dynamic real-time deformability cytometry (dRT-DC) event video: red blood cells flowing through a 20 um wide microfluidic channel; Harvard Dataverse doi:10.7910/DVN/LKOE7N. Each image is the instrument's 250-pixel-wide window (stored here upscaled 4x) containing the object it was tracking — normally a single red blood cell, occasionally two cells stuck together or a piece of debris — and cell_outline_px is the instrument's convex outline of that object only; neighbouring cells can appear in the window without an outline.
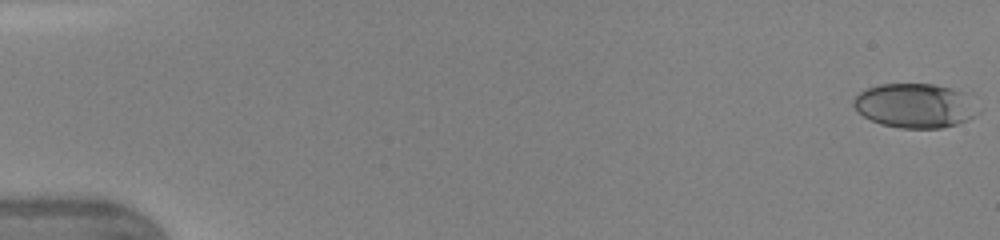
{"species": "human", "species_latin": "Homo sapiens", "temperature_condition": "warm", "stored_images_in_passage": 47, "camera_frame_rate_fps": 3000, "um_per_image_px": 0.085, "donor": {"sex": "female"}, "frame": {"image": 1, "passage_image": 1, "time_ms": 0.0, "image_size_px": [1000, 240], "cell_outline_px": [[984, 108], [976, 116], [968, 120], [956, 124], [940, 128], [900, 128], [880, 124], [864, 116], [852, 104], [852, 100], [860, 92], [868, 88], [880, 84], [932, 84], [952, 88], [964, 92]], "centroid_in_image_um": [77.86, 8.98], "position_along_channel_um": 7.1, "area_um2": 32.6}}
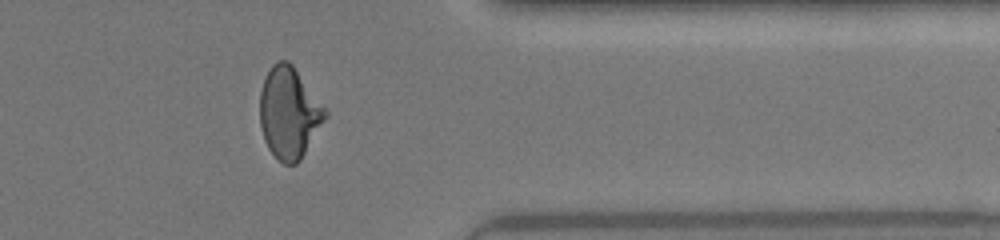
{"frame": {"image": 2, "passage_image": 39, "time_ms": 12.667, "image_size_px": [1000, 240], "cell_outline_px": [[328, 116], [300, 160], [296, 164], [284, 164], [268, 148], [264, 140], [260, 128], [260, 92], [264, 80], [272, 64], [276, 60], [288, 60], [292, 64], [328, 112]], "centroid_in_image_um": [24.57, 9.59], "position_along_channel_um": 386.8, "area_um2": 34.56}}
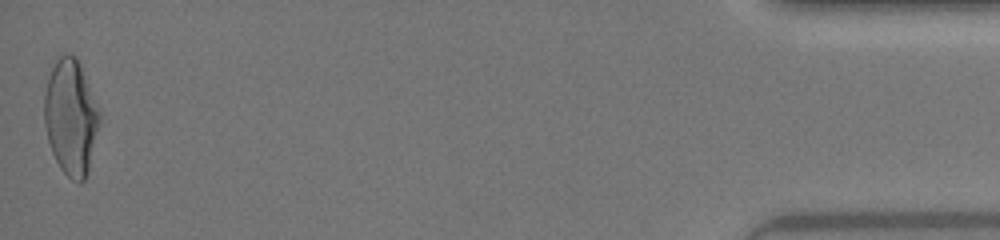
{"frame": {"image": 3, "passage_image": 47, "time_ms": 15.333, "image_size_px": [1000, 240], "cell_outline_px": [[100, 120], [88, 168], [84, 180], [80, 184], [72, 180], [60, 168], [52, 152], [48, 140], [44, 124], [44, 92], [52, 68], [60, 52], [76, 56], [80, 64], [100, 112]], "centroid_in_image_um": [6.0, 9.93], "position_along_channel_um": 429.2, "area_um2": 36.88}, "authors_computed_cell_mechanics": {"area_um2": 33.813, "velocity_mm_per_s": 4.3686, "shape_relaxation_time_tau1_ms": 4.5085, "shape_relaxation_time_tau2_ms": 0.8597, "deformation_change_tau1": 0.2002, "deformation_change_tau2": 0.0624}}